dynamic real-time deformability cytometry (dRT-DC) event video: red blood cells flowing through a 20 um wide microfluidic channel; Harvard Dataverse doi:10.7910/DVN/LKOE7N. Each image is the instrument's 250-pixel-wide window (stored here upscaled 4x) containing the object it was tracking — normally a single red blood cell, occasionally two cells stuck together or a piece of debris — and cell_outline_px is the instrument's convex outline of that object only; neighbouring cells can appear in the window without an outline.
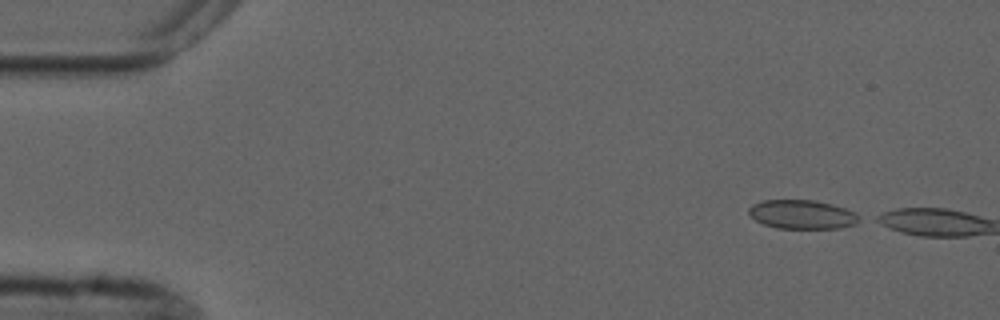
{"species": "common noctule bat (a hibernating species)", "species_latin": "Nyctalus noctula", "temperature_condition": "cold", "stored_images_in_passage": 3, "camera_frame_rate_fps": 3000, "um_per_image_px": 0.085, "animal": {"sex": "male", "forearm_length_mm": 52.5}, "frame": {"image": 1, "passage_image": 1, "time_ms": 0.0, "image_size_px": [1000, 320], "cell_outline_px": [[864, 220], [856, 224], [840, 228], [776, 228], [764, 224], [748, 216], [748, 208], [752, 204], [764, 200], [816, 200], [832, 204], [856, 212], [864, 216]], "centroid_in_image_um": [68.24, 18.23], "position_along_channel_um": 16.8, "area_um2": 19.02}}